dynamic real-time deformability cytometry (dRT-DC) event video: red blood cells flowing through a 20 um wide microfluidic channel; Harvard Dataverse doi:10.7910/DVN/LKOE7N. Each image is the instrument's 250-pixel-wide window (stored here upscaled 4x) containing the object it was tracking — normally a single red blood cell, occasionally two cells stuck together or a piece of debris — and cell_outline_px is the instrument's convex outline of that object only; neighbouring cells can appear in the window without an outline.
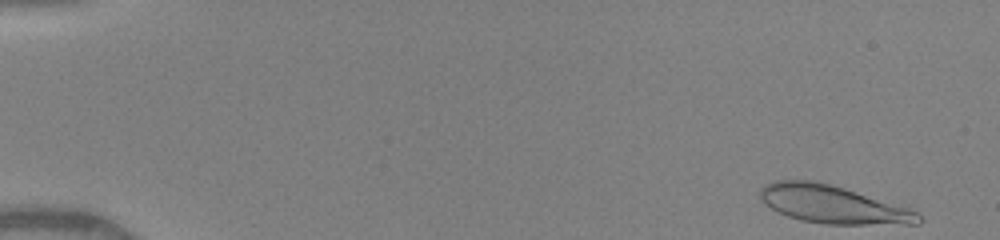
{"species": "human", "species_latin": "Homo sapiens", "temperature_condition": "warm", "stored_images_in_passage": 48, "camera_frame_rate_fps": 3000, "um_per_image_px": 0.085, "donor": {"sex": "female"}, "frame": {"image": 1, "passage_image": 1, "time_ms": 0.0, "image_size_px": [1000, 240], "cell_outline_px": [[924, 220], [920, 224], [824, 224], [800, 220], [788, 216], [764, 204], [760, 196], [760, 188], [764, 184], [776, 180], [812, 180], [844, 188], [908, 208], [916, 212]], "centroid_in_image_um": [70.76, 17.38], "position_along_channel_um": 14.2, "area_um2": 34.68}}
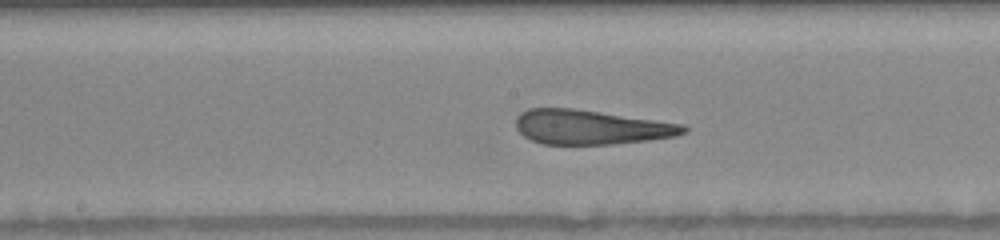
{"frame": {"image": 2, "passage_image": 25, "time_ms": 8.0, "image_size_px": [1000, 240], "cell_outline_px": [[688, 132], [676, 136], [648, 140], [612, 144], [544, 144], [532, 140], [524, 136], [516, 128], [516, 116], [520, 112], [528, 108], [572, 108], [684, 124], [688, 128]], "centroid_in_image_um": [50.22, 10.8], "position_along_channel_um": 198.0, "area_um2": 33.64}}
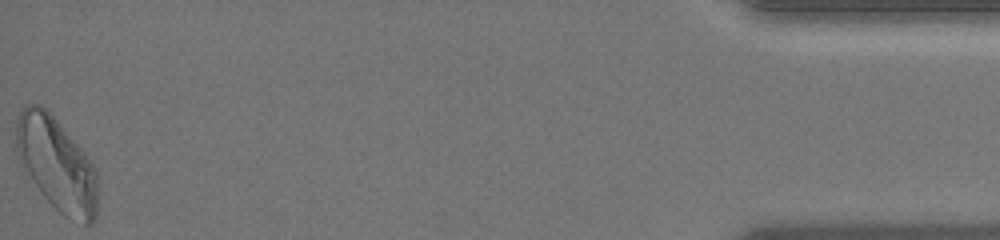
{"frame": {"image": 3, "passage_image": 48, "time_ms": 15.667, "image_size_px": [1000, 240], "cell_outline_px": [[96, 220], [92, 224], [84, 224], [64, 216], [44, 196], [20, 160], [16, 152], [16, 120], [20, 108], [24, 104], [40, 104], [56, 120], [92, 164], [96, 172]], "centroid_in_image_um": [4.79, 13.94], "position_along_channel_um": 430.4, "area_um2": 43.18}, "authors_computed_cell_mechanics": {"area_um2": 34.7667, "velocity_mm_per_s": 4.1027, "shape_relaxation_time_tau1_ms": 8.3658, "shape_relaxation_time_tau2_ms": 1.5427, "deformation_change_tau1": 0.2777, "deformation_change_tau2": 0.112}}